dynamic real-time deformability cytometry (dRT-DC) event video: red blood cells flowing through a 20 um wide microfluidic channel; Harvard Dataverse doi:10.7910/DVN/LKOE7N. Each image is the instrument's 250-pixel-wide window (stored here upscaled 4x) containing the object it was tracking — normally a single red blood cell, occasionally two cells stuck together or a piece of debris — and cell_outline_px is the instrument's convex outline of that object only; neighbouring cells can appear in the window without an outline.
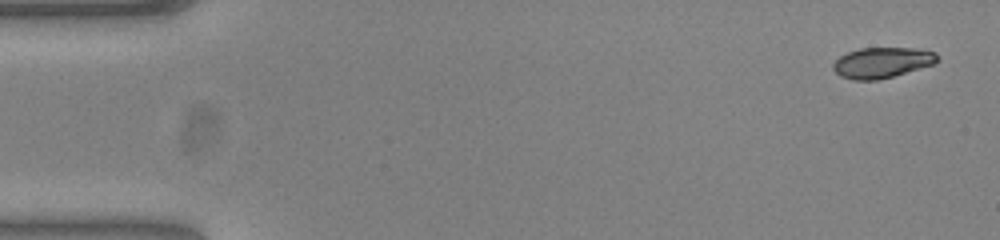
{"species": "common noctule bat (a hibernating species)", "species_latin": "Nyctalus noctula", "temperature_condition": "warm", "stored_images_in_passage": 52, "camera_frame_rate_fps": 3000, "um_per_image_px": 0.085, "animal": {"sex": "female", "body_mass_g": 23.0, "forearm_length_mm": 53.4}, "frame": {"image": 1, "passage_image": 1, "time_ms": 0.0, "image_size_px": [1000, 240], "cell_outline_px": [[940, 60], [932, 64], [892, 76], [876, 80], [852, 80], [840, 76], [832, 68], [832, 64], [840, 56], [848, 52], [860, 48], [912, 48], [936, 52]], "centroid_in_image_um": [74.94, 5.31], "position_along_channel_um": 10.1, "area_um2": 18.38}}
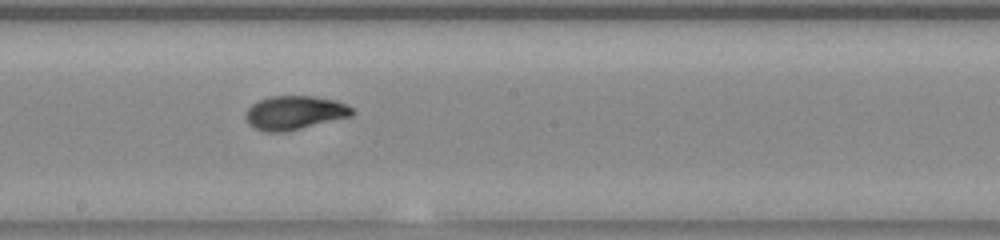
{"frame": {"image": 2, "passage_image": 28, "time_ms": 9.0, "image_size_px": [1000, 240], "cell_outline_px": [[356, 112], [352, 116], [284, 132], [268, 132], [256, 128], [248, 124], [244, 116], [248, 108], [252, 104], [260, 100], [272, 96], [312, 96], [336, 100], [352, 108]], "centroid_in_image_um": [25.04, 9.58], "position_along_channel_um": 223.2, "area_um2": 20.87}}
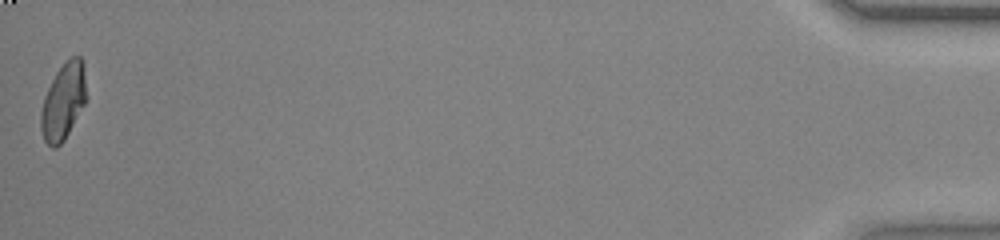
{"frame": {"image": 3, "passage_image": 52, "time_ms": 17.0, "image_size_px": [1000, 240], "cell_outline_px": [[84, 104], [64, 140], [56, 148], [52, 148], [44, 140], [40, 128], [40, 112], [44, 96], [56, 72], [72, 56], [80, 56], [84, 64]], "centroid_in_image_um": [5.34, 8.66], "position_along_channel_um": 429.9, "area_um2": 19.77}, "authors_computed_cell_mechanics": {"area_um2": 20.1144, "velocity_mm_per_s": 3.8375, "shape_relaxation_time_tau1_ms": 5.6864, "shape_relaxation_time_tau2_ms": 1.1595, "deformation_change_tau1": 0.2197, "deformation_change_tau2": 0.0425}}